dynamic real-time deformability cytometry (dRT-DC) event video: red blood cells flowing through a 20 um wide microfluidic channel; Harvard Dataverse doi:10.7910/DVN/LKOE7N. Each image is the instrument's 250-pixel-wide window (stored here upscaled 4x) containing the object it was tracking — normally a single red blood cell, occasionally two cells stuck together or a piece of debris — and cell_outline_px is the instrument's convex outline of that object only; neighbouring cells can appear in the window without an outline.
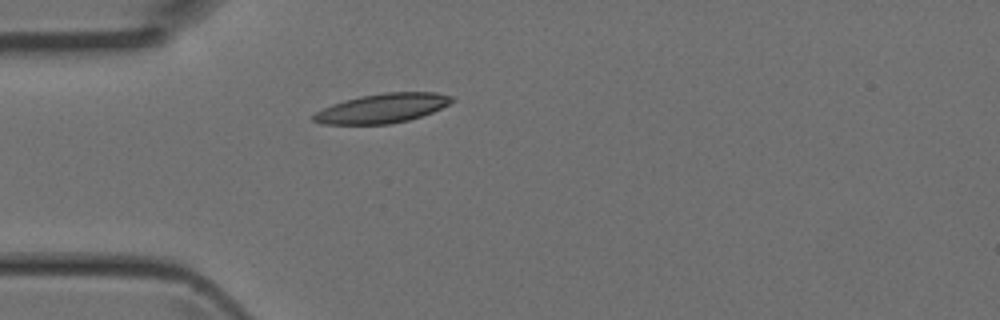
{"species": "Egyptian fruit bat (a non-hibernating species)", "species_latin": "Rousettus aegyptiacus", "temperature_condition": "room temperature", "stored_images_in_passage": 28, "camera_frame_rate_fps": 3000, "um_per_image_px": 0.085, "animal": {"sex": "female"}, "frame": {"image": 1, "passage_image": 1, "time_ms": 0.0, "image_size_px": [1000, 320], "cell_outline_px": [[456, 100], [432, 112], [408, 120], [388, 124], [320, 124], [312, 120], [312, 116], [316, 112], [332, 104], [344, 100], [360, 96], [384, 92], [436, 92], [452, 96]], "centroid_in_image_um": [32.49, 9.19], "position_along_channel_um": 52.5, "area_um2": 23.58}}
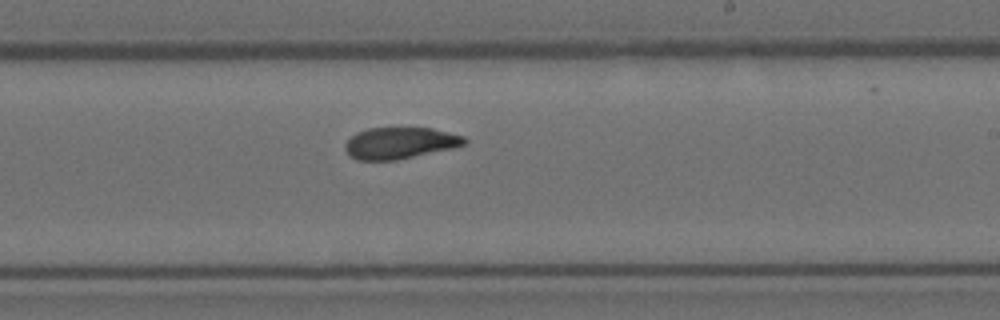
{"frame": {"image": 2, "passage_image": 15, "time_ms": 4.667, "image_size_px": [1000, 320], "cell_outline_px": [[468, 140], [464, 144], [452, 148], [396, 160], [356, 160], [348, 156], [344, 148], [344, 144], [356, 132], [368, 128], [432, 128], [464, 136]], "centroid_in_image_um": [33.95, 12.16], "position_along_channel_um": 255.0, "area_um2": 21.91}}
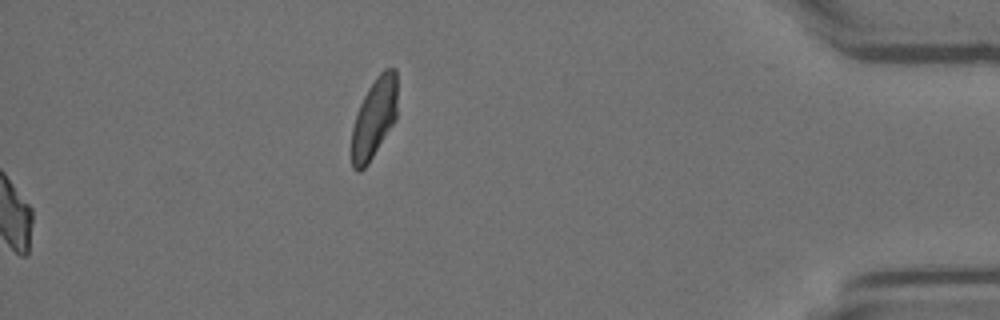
{"frame": {"image": 3, "passage_image": 28, "time_ms": 9.0, "image_size_px": [1000, 320], "cell_outline_px": [[396, 120], [368, 164], [360, 172], [356, 172], [352, 168], [352, 128], [360, 104], [368, 88], [376, 76], [384, 68], [396, 68]], "centroid_in_image_um": [31.8, 10.05], "position_along_channel_um": 403.4, "area_um2": 21.27}}